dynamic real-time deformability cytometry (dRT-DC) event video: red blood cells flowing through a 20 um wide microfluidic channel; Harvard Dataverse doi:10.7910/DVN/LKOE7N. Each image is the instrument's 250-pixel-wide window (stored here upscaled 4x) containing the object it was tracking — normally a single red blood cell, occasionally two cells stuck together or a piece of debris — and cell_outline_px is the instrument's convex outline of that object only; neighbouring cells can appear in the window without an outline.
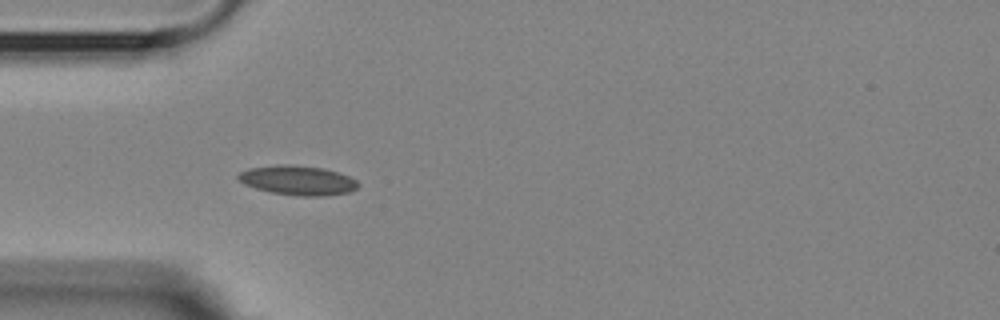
{"species": "Egyptian fruit bat (a non-hibernating species)", "species_latin": "Rousettus aegyptiacus", "temperature_condition": "room temperature", "stored_images_in_passage": 1, "camera_frame_rate_fps": 3000, "um_per_image_px": 0.085, "animal": {"sex": "female"}, "frame": {"image": 1, "passage_image": 1, "time_ms": 0.0, "image_size_px": [1000, 320], "cell_outline_px": [[360, 184], [356, 188], [348, 192], [324, 196], [300, 196], [272, 192], [256, 188], [244, 184], [236, 176], [240, 172], [248, 168], [280, 164], [284, 164], [324, 168], [348, 176], [356, 180]], "centroid_in_image_um": [25.3, 15.32], "position_along_channel_um": 59.7, "area_um2": 20.4}}